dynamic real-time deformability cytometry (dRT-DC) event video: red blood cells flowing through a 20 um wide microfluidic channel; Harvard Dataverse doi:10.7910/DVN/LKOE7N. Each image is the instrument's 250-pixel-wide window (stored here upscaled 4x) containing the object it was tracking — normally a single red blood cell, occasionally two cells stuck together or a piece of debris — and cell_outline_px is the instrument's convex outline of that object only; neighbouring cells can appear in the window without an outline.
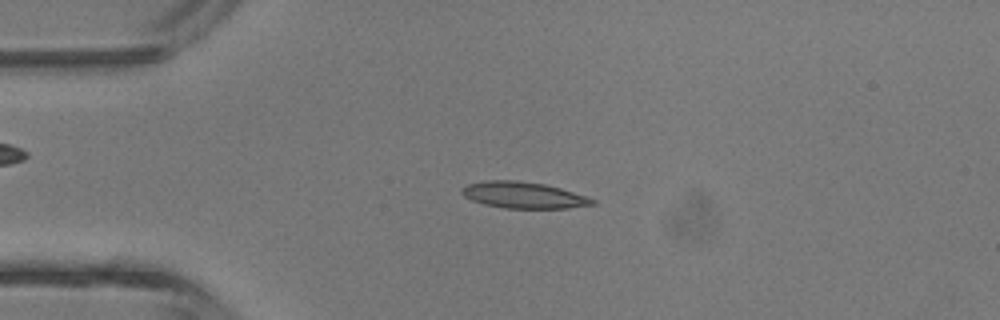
{"species": "common noctule bat (a hibernating species)", "species_latin": "Nyctalus noctula", "temperature_condition": "room temperature", "stored_images_in_passage": 3, "camera_frame_rate_fps": 3000, "um_per_image_px": 0.085, "animal": {"sex": "male", "body_mass_g": 13.3}, "frame": {"image": 1, "passage_image": 2, "time_ms": 1.0, "image_size_px": [1000, 320], "cell_outline_px": [[596, 204], [568, 208], [504, 208], [484, 204], [472, 200], [464, 196], [460, 192], [460, 188], [468, 184], [484, 180], [516, 180], [544, 184], [560, 188], [588, 196], [596, 200]], "centroid_in_image_um": [44.49, 16.58], "position_along_channel_um": 40.5, "area_um2": 20.17}}